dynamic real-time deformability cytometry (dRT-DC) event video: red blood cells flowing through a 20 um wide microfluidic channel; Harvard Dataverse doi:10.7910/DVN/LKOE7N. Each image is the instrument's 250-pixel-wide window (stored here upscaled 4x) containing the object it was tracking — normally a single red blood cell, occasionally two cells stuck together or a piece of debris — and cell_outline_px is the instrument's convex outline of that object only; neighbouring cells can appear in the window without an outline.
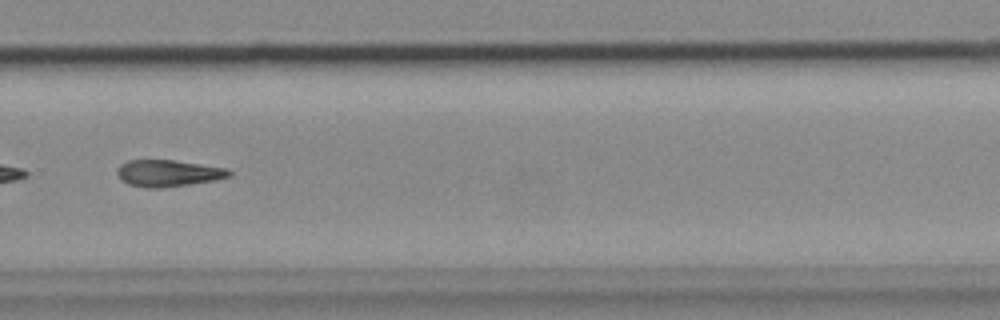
{"species": "common noctule bat (a hibernating species)", "species_latin": "Nyctalus noctula", "temperature_condition": "cold", "stored_images_in_passage": 52, "segment_of_instrument_passage": [2, 2], "camera_frame_rate_fps": 3000, "um_per_image_px": 0.085, "animal": {"sex": "female", "body_mass_g": 18.4}, "frame": {"image": 1, "passage_image": 35, "time_ms": 11.333, "image_size_px": [1000, 320], "cell_outline_px": [[232, 176], [216, 180], [160, 188], [148, 188], [128, 184], [120, 180], [116, 172], [116, 168], [120, 164], [128, 160], [172, 160], [228, 168], [232, 172]], "centroid_in_image_um": [14.28, 14.72], "position_along_channel_um": 315.5, "area_um2": 17.51}}
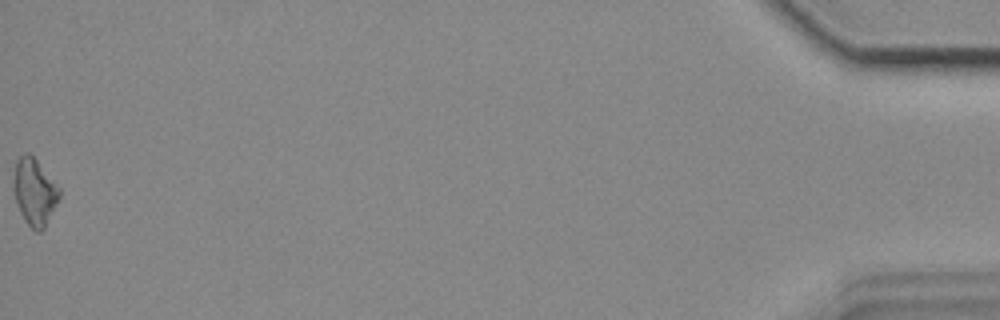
{"frame": {"image": 2, "passage_image": 52, "time_ms": 17.0, "image_size_px": [1000, 320], "cell_outline_px": [[60, 196], [44, 228], [40, 232], [36, 232], [24, 220], [20, 212], [12, 188], [12, 184], [16, 160], [24, 152], [28, 152], [36, 160], [60, 188]], "centroid_in_image_um": [2.91, 16.3], "position_along_channel_um": 432.3, "area_um2": 17.69}}